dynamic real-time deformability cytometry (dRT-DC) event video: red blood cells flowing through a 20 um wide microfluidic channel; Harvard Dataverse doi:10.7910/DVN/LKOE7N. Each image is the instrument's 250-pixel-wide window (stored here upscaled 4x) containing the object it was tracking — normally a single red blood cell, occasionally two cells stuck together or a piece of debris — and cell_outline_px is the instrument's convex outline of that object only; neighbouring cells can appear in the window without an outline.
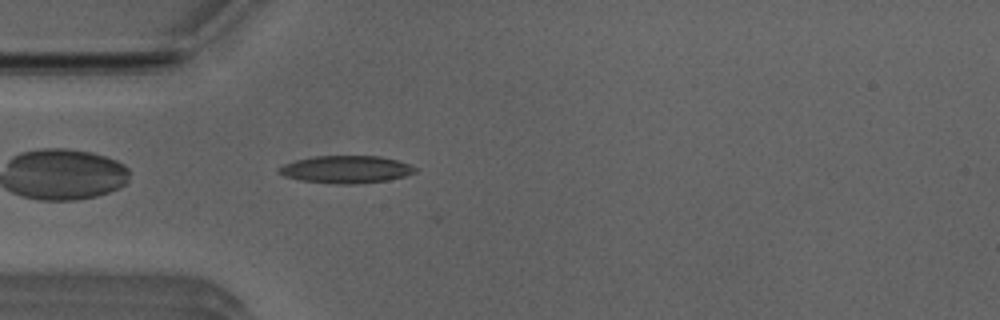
{"species": "Egyptian fruit bat (a non-hibernating species)", "species_latin": "Rousettus aegyptiacus", "temperature_condition": "room temperature", "stored_images_in_passage": 33, "camera_frame_rate_fps": 3000, "um_per_image_px": 0.085, "animal": {"sex": "male"}, "frame": {"image": 1, "passage_image": 3, "time_ms": 0.667, "image_size_px": [1000, 320], "cell_outline_px": [[420, 168], [416, 172], [404, 176], [388, 180], [352, 184], [336, 184], [300, 180], [284, 176], [276, 172], [284, 164], [296, 160], [316, 156], [380, 156], [396, 160]], "centroid_in_image_um": [29.43, 14.4], "position_along_channel_um": 55.6, "area_um2": 21.73}}
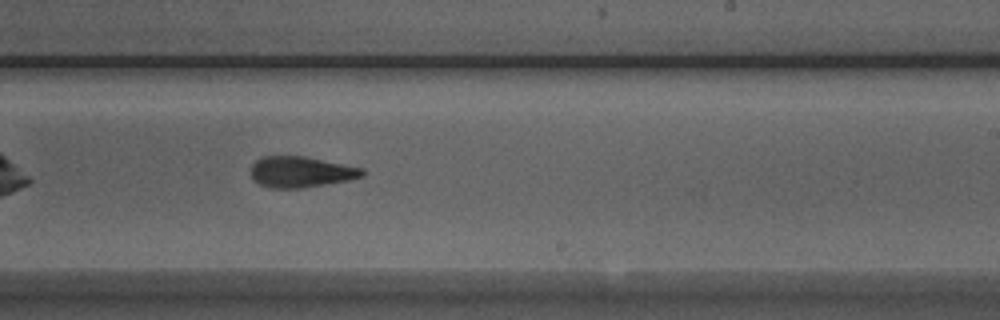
{"frame": {"image": 2, "passage_image": 19, "time_ms": 6.0, "image_size_px": [1000, 320], "cell_outline_px": [[364, 176], [348, 180], [300, 188], [272, 188], [260, 184], [252, 180], [252, 164], [260, 156], [304, 156], [364, 168]], "centroid_in_image_um": [25.56, 14.6], "position_along_channel_um": 263.4, "area_um2": 20.0}}
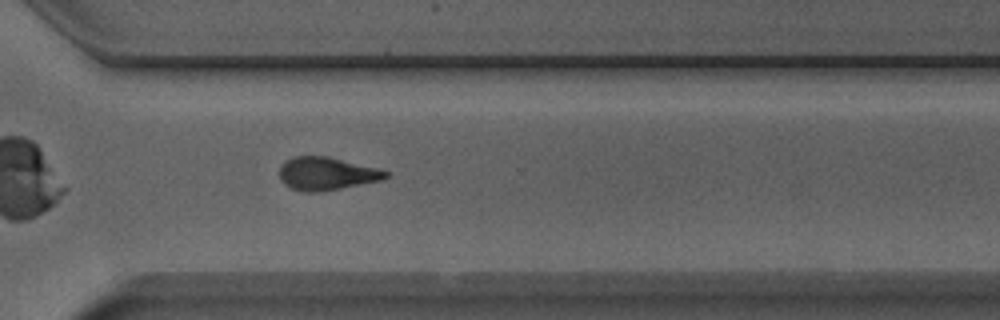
{"frame": {"image": 3, "passage_image": 25, "time_ms": 8.0, "image_size_px": [1000, 320], "cell_outline_px": [[392, 172], [388, 176], [380, 180], [320, 192], [304, 192], [292, 188], [284, 184], [280, 180], [280, 168], [284, 160], [292, 156], [328, 156], [380, 168]], "centroid_in_image_um": [27.76, 14.74], "position_along_channel_um": 342.8, "area_um2": 20.58}, "authors_computed_cell_mechanics": {"area_um2": 20.519, "velocity_mm_per_s": 3.9794, "shape_relaxation_time_tau1_ms": 9.2472, "shape_relaxation_time_tau2_ms": 3.341, "deformation_change_tau1": 0.219, "deformation_change_tau2": 0.1218}}